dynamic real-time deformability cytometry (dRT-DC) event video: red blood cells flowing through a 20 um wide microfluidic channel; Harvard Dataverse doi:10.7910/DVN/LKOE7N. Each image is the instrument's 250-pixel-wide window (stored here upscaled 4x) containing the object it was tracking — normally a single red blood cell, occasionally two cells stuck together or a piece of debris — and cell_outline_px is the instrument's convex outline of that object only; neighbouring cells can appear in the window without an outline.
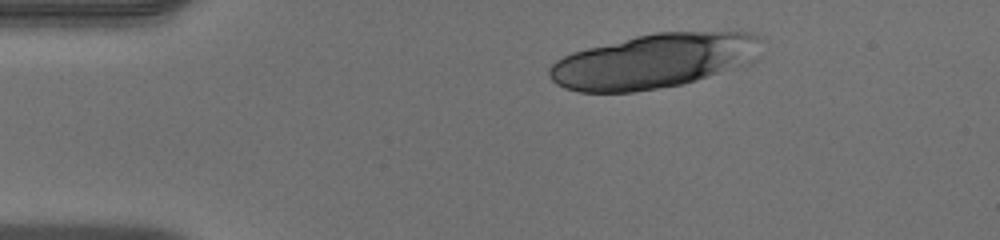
{"species": "human", "species_latin": "Homo sapiens", "temperature_condition": "warm", "stored_images_in_passage": 45, "camera_frame_rate_fps": 3000, "um_per_image_px": 0.085, "donor": {"sex": "male"}, "frame": {"image": 1, "passage_image": 5, "time_ms": 1.333, "image_size_px": [1000, 240], "cell_outline_px": [[760, 40], [740, 64], [696, 80], [680, 84], [636, 92], [580, 92], [564, 88], [556, 84], [548, 76], [548, 68], [556, 60], [572, 52], [636, 36], [656, 32], [756, 32], [760, 36]], "centroid_in_image_um": [55.38, 5.19], "position_along_channel_um": 29.6, "area_um2": 65.55}}
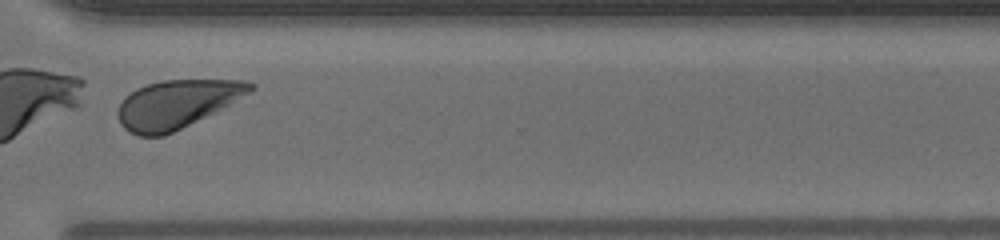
{"frame": {"image": 2, "passage_image": 34, "time_ms": 11.0, "image_size_px": [1000, 240], "cell_outline_px": [[256, 88], [252, 92], [164, 136], [140, 136], [128, 132], [120, 124], [116, 112], [124, 96], [136, 88], [148, 84], [164, 80], [248, 80], [256, 84]], "centroid_in_image_um": [14.99, 8.83], "position_along_channel_um": 355.6, "area_um2": 36.88}}